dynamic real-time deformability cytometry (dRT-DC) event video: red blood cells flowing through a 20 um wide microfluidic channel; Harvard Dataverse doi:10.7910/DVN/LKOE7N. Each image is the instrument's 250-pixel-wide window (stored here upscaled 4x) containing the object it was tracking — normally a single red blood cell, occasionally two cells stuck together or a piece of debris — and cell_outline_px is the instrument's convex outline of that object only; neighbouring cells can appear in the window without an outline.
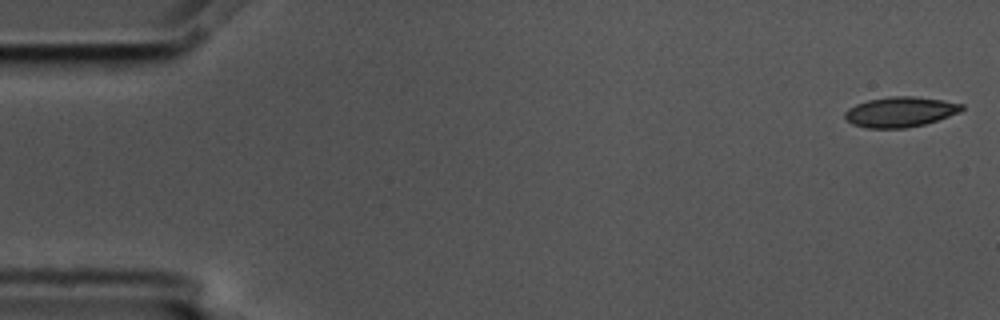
{"species": "common noctule bat (a hibernating species)", "species_latin": "Nyctalus noctula", "temperature_condition": "cold", "stored_images_in_passage": 4, "camera_frame_rate_fps": 3000, "um_per_image_px": 0.085, "animal": {"sex": "male", "body_mass_g": 17.5, "forearm_length_mm": 52.3}, "frame": {"image": 1, "passage_image": 1, "time_ms": 0.0, "image_size_px": [1000, 320], "cell_outline_px": [[964, 108], [960, 112], [924, 124], [904, 128], [868, 128], [852, 124], [844, 116], [844, 112], [848, 108], [856, 104], [868, 100], [892, 96], [912, 96], [940, 100], [964, 104]], "centroid_in_image_um": [76.5, 9.51], "position_along_channel_um": 8.5, "area_um2": 20.35}}
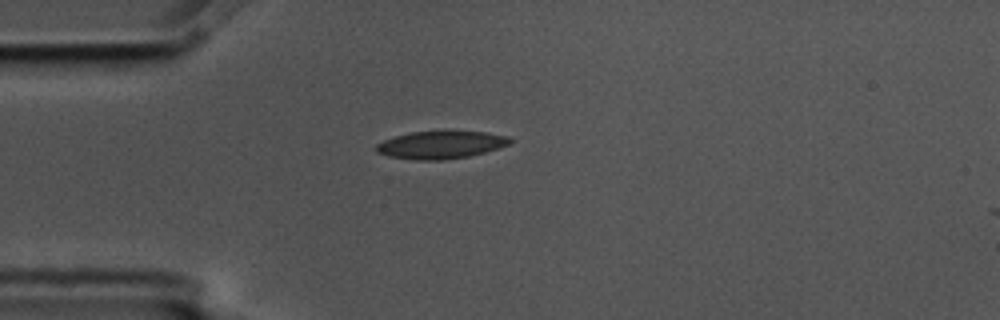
{"frame": {"image": 2, "passage_image": 4, "time_ms": 1.0, "image_size_px": [1000, 320], "cell_outline_px": [[512, 140], [508, 144], [484, 152], [468, 156], [444, 160], [416, 160], [388, 156], [376, 152], [376, 144], [384, 140], [396, 136], [412, 132], [444, 128], [488, 132], [508, 136]], "centroid_in_image_um": [37.47, 12.26], "position_along_channel_um": 47.5, "area_um2": 22.25}}